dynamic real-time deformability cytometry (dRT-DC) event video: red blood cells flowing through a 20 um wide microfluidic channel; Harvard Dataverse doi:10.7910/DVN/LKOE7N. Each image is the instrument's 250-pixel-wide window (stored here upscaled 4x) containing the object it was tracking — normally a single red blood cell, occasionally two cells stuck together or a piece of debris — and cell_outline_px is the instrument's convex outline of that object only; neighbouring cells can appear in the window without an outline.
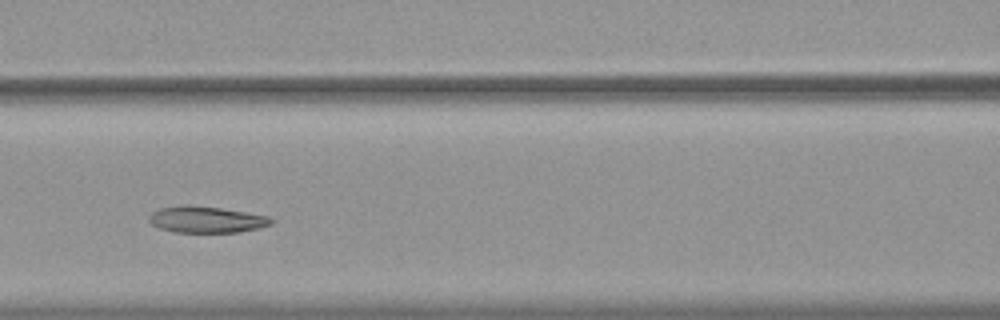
{"species": "common noctule bat (a hibernating species)", "species_latin": "Nyctalus noctula", "temperature_condition": "warm", "stored_images_in_passage": 12, "camera_frame_rate_fps": 3000, "um_per_image_px": 0.085, "animal": {"sex": "female", "body_mass_g": 19.9}, "frame": {"image": 1, "passage_image": 9, "time_ms": 2.667, "image_size_px": [1000, 320], "cell_outline_px": [[272, 224], [256, 228], [236, 232], [176, 232], [160, 228], [152, 224], [148, 220], [148, 216], [152, 212], [160, 208], [180, 204], [188, 204], [220, 208], [268, 216], [272, 220]], "centroid_in_image_um": [17.47, 18.64], "position_along_channel_um": 149.1, "area_um2": 18.67}}